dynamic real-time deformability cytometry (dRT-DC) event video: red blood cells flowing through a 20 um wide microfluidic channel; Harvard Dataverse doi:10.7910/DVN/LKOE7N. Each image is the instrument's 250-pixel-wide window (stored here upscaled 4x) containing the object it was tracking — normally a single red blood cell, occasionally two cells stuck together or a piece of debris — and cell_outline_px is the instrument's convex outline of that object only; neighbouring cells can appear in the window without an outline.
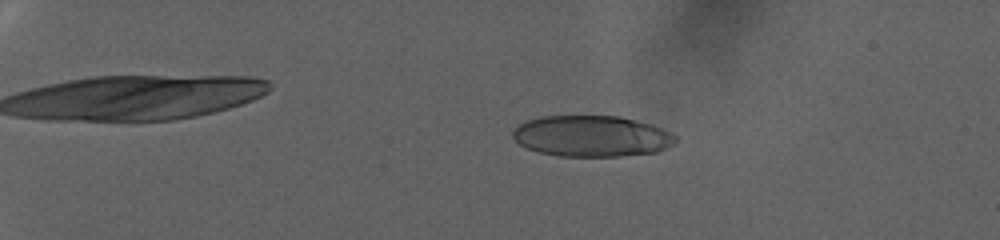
{"species": "human", "species_latin": "Homo sapiens", "temperature_condition": "warm", "stored_images_in_passage": 78, "camera_frame_rate_fps": 3000, "um_per_image_px": 0.085, "donor": {"sex": "female"}, "frame": {"image": 1, "passage_image": 19, "time_ms": 6.0, "image_size_px": [1000, 240], "cell_outline_px": [[680, 140], [656, 152], [620, 156], [560, 156], [540, 152], [528, 148], [520, 144], [512, 136], [512, 132], [520, 124], [528, 120], [540, 116], [620, 116], [652, 124], [672, 132]], "centroid_in_image_um": [50.33, 11.56], "position_along_channel_um": 34.7, "area_um2": 38.96}}
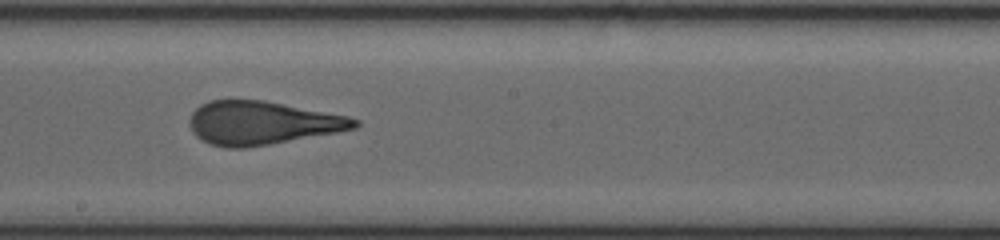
{"frame": {"image": 2, "passage_image": 50, "time_ms": 16.333, "image_size_px": [1000, 240], "cell_outline_px": [[360, 124], [356, 128], [336, 132], [268, 144], [244, 148], [228, 148], [212, 144], [200, 140], [192, 132], [188, 124], [188, 120], [192, 112], [200, 104], [208, 100], [264, 100], [348, 116], [360, 120]], "centroid_in_image_um": [22.23, 10.44], "position_along_channel_um": 226.0, "area_um2": 41.67}}
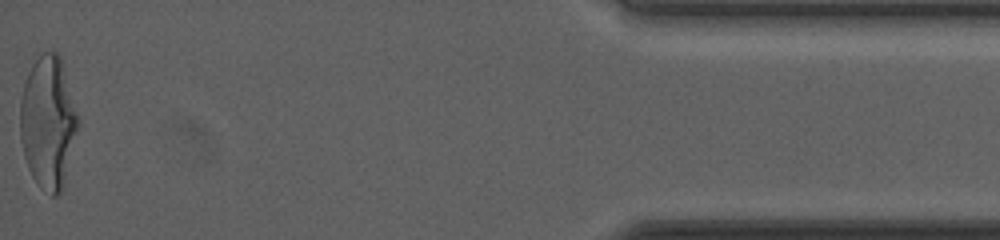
{"frame": {"image": 3, "passage_image": 78, "time_ms": 25.667, "image_size_px": [1000, 240], "cell_outline_px": [[80, 124], [64, 184], [60, 192], [56, 196], [52, 196], [32, 176], [28, 168], [24, 156], [20, 140], [20, 100], [24, 84], [28, 72], [32, 64], [44, 52], [56, 52], [60, 56], [80, 120]], "centroid_in_image_um": [4.1, 10.39], "position_along_channel_um": 431.1, "area_um2": 44.62}, "authors_computed_cell_mechanics": {"area_um2": 41.5293, "velocity_mm_per_s": 2.8882, "shape_relaxation_time_tau1_ms": 10.3613, "shape_relaxation_time_tau2_ms": 1.229, "deformation_change_tau1": 0.3107, "deformation_change_tau2": 0.1085}}